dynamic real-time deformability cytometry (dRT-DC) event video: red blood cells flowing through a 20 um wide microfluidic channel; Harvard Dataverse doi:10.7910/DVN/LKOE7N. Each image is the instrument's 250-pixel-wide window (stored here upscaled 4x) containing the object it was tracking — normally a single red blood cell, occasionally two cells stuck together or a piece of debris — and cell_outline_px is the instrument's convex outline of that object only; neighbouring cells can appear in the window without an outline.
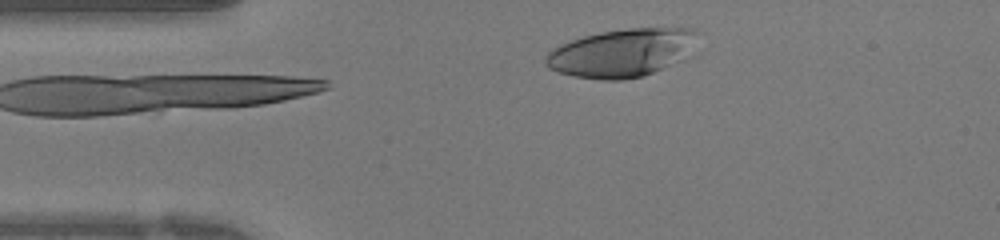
{"species": "human", "species_latin": "Homo sapiens", "temperature_condition": "warm", "stored_images_in_passage": 28, "camera_frame_rate_fps": 3000, "um_per_image_px": 0.085, "donor": {"sex": "female"}, "frame": {"image": 1, "passage_image": 1, "time_ms": 0.0, "image_size_px": [1000, 240], "cell_outline_px": [[696, 32], [684, 56], [680, 60], [644, 76], [620, 80], [604, 80], [576, 76], [560, 72], [548, 68], [544, 60], [544, 56], [552, 48], [560, 44], [584, 36], [600, 32], [628, 28], [696, 28]], "centroid_in_image_um": [52.76, 4.49], "position_along_channel_um": 32.2, "area_um2": 41.85}}
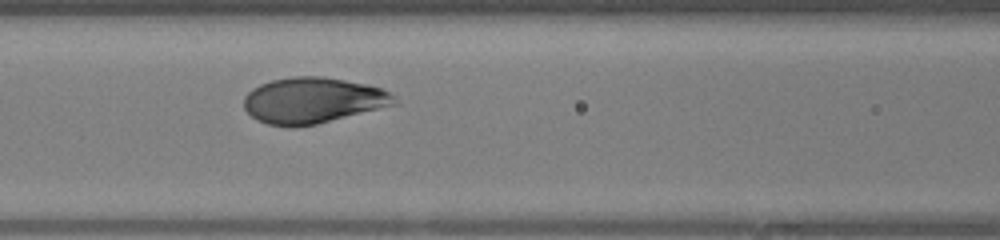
{"frame": {"image": 2, "passage_image": 10, "time_ms": 3.0, "image_size_px": [1000, 240], "cell_outline_px": [[400, 100], [396, 104], [316, 124], [288, 128], [268, 124], [256, 120], [244, 108], [244, 96], [252, 88], [260, 84], [272, 80], [292, 76], [324, 76], [368, 84], [384, 88], [396, 96]], "centroid_in_image_um": [26.6, 8.52], "position_along_channel_um": 140.0, "area_um2": 40.58}}
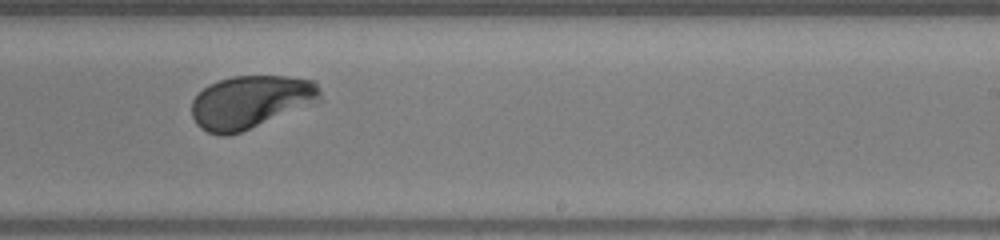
{"frame": {"image": 3, "passage_image": 18, "time_ms": 5.667, "image_size_px": [1000, 240], "cell_outline_px": [[324, 100], [316, 104], [240, 132], [228, 136], [220, 136], [208, 132], [200, 128], [196, 124], [192, 116], [192, 100], [208, 84], [232, 76], [284, 76], [316, 80], [320, 88]], "centroid_in_image_um": [21.36, 8.66], "position_along_channel_um": 267.6, "area_um2": 40.17}}